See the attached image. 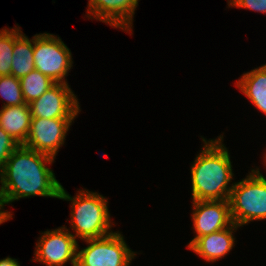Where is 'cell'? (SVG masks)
<instances>
[{
    "mask_svg": "<svg viewBox=\"0 0 266 266\" xmlns=\"http://www.w3.org/2000/svg\"><path fill=\"white\" fill-rule=\"evenodd\" d=\"M71 197L62 186L58 199L71 201L70 228L80 240L102 238L113 233V223L108 210V199L85 189Z\"/></svg>",
    "mask_w": 266,
    "mask_h": 266,
    "instance_id": "3",
    "label": "cell"
},
{
    "mask_svg": "<svg viewBox=\"0 0 266 266\" xmlns=\"http://www.w3.org/2000/svg\"><path fill=\"white\" fill-rule=\"evenodd\" d=\"M29 104L6 106L0 110V127L17 143L24 144L31 125Z\"/></svg>",
    "mask_w": 266,
    "mask_h": 266,
    "instance_id": "13",
    "label": "cell"
},
{
    "mask_svg": "<svg viewBox=\"0 0 266 266\" xmlns=\"http://www.w3.org/2000/svg\"><path fill=\"white\" fill-rule=\"evenodd\" d=\"M10 220L7 216H0V224L4 223L5 221Z\"/></svg>",
    "mask_w": 266,
    "mask_h": 266,
    "instance_id": "22",
    "label": "cell"
},
{
    "mask_svg": "<svg viewBox=\"0 0 266 266\" xmlns=\"http://www.w3.org/2000/svg\"><path fill=\"white\" fill-rule=\"evenodd\" d=\"M263 160H264V163H265V166H266V153H265V157L263 156Z\"/></svg>",
    "mask_w": 266,
    "mask_h": 266,
    "instance_id": "23",
    "label": "cell"
},
{
    "mask_svg": "<svg viewBox=\"0 0 266 266\" xmlns=\"http://www.w3.org/2000/svg\"><path fill=\"white\" fill-rule=\"evenodd\" d=\"M77 247V239L66 226L47 230L39 237L32 260L46 266H64L67 262L76 266Z\"/></svg>",
    "mask_w": 266,
    "mask_h": 266,
    "instance_id": "7",
    "label": "cell"
},
{
    "mask_svg": "<svg viewBox=\"0 0 266 266\" xmlns=\"http://www.w3.org/2000/svg\"><path fill=\"white\" fill-rule=\"evenodd\" d=\"M0 266H20L17 259L6 257L4 259H0Z\"/></svg>",
    "mask_w": 266,
    "mask_h": 266,
    "instance_id": "21",
    "label": "cell"
},
{
    "mask_svg": "<svg viewBox=\"0 0 266 266\" xmlns=\"http://www.w3.org/2000/svg\"><path fill=\"white\" fill-rule=\"evenodd\" d=\"M71 51L61 38L50 33L34 35L35 70L48 76L55 83H67L65 79L72 68Z\"/></svg>",
    "mask_w": 266,
    "mask_h": 266,
    "instance_id": "5",
    "label": "cell"
},
{
    "mask_svg": "<svg viewBox=\"0 0 266 266\" xmlns=\"http://www.w3.org/2000/svg\"><path fill=\"white\" fill-rule=\"evenodd\" d=\"M193 230L196 233L187 248L201 236L221 231L233 224L229 200L192 201Z\"/></svg>",
    "mask_w": 266,
    "mask_h": 266,
    "instance_id": "10",
    "label": "cell"
},
{
    "mask_svg": "<svg viewBox=\"0 0 266 266\" xmlns=\"http://www.w3.org/2000/svg\"><path fill=\"white\" fill-rule=\"evenodd\" d=\"M53 162L54 158L20 144L0 171L2 210L6 204L21 198H59L62 185L47 166Z\"/></svg>",
    "mask_w": 266,
    "mask_h": 266,
    "instance_id": "1",
    "label": "cell"
},
{
    "mask_svg": "<svg viewBox=\"0 0 266 266\" xmlns=\"http://www.w3.org/2000/svg\"><path fill=\"white\" fill-rule=\"evenodd\" d=\"M229 7L244 8L266 14V0H227Z\"/></svg>",
    "mask_w": 266,
    "mask_h": 266,
    "instance_id": "20",
    "label": "cell"
},
{
    "mask_svg": "<svg viewBox=\"0 0 266 266\" xmlns=\"http://www.w3.org/2000/svg\"><path fill=\"white\" fill-rule=\"evenodd\" d=\"M84 241L88 246L79 250L78 245L76 266H130L137 254L127 246L119 231Z\"/></svg>",
    "mask_w": 266,
    "mask_h": 266,
    "instance_id": "6",
    "label": "cell"
},
{
    "mask_svg": "<svg viewBox=\"0 0 266 266\" xmlns=\"http://www.w3.org/2000/svg\"><path fill=\"white\" fill-rule=\"evenodd\" d=\"M240 226L232 224L221 231L198 237L188 248L206 262L223 259L235 246L234 232Z\"/></svg>",
    "mask_w": 266,
    "mask_h": 266,
    "instance_id": "12",
    "label": "cell"
},
{
    "mask_svg": "<svg viewBox=\"0 0 266 266\" xmlns=\"http://www.w3.org/2000/svg\"><path fill=\"white\" fill-rule=\"evenodd\" d=\"M34 36L29 39L23 32L14 40L11 75L21 78L35 70L34 66Z\"/></svg>",
    "mask_w": 266,
    "mask_h": 266,
    "instance_id": "15",
    "label": "cell"
},
{
    "mask_svg": "<svg viewBox=\"0 0 266 266\" xmlns=\"http://www.w3.org/2000/svg\"><path fill=\"white\" fill-rule=\"evenodd\" d=\"M229 203L233 223L238 226L266 219V177L258 167L234 183Z\"/></svg>",
    "mask_w": 266,
    "mask_h": 266,
    "instance_id": "4",
    "label": "cell"
},
{
    "mask_svg": "<svg viewBox=\"0 0 266 266\" xmlns=\"http://www.w3.org/2000/svg\"><path fill=\"white\" fill-rule=\"evenodd\" d=\"M0 97L6 101L2 107L25 104L20 79L13 75L0 76Z\"/></svg>",
    "mask_w": 266,
    "mask_h": 266,
    "instance_id": "18",
    "label": "cell"
},
{
    "mask_svg": "<svg viewBox=\"0 0 266 266\" xmlns=\"http://www.w3.org/2000/svg\"><path fill=\"white\" fill-rule=\"evenodd\" d=\"M21 33L19 26L0 30V76L11 75L14 40Z\"/></svg>",
    "mask_w": 266,
    "mask_h": 266,
    "instance_id": "17",
    "label": "cell"
},
{
    "mask_svg": "<svg viewBox=\"0 0 266 266\" xmlns=\"http://www.w3.org/2000/svg\"><path fill=\"white\" fill-rule=\"evenodd\" d=\"M236 87L266 115V64L242 74Z\"/></svg>",
    "mask_w": 266,
    "mask_h": 266,
    "instance_id": "14",
    "label": "cell"
},
{
    "mask_svg": "<svg viewBox=\"0 0 266 266\" xmlns=\"http://www.w3.org/2000/svg\"><path fill=\"white\" fill-rule=\"evenodd\" d=\"M223 135L207 140L191 164L193 201L229 200L234 183L230 153L224 146Z\"/></svg>",
    "mask_w": 266,
    "mask_h": 266,
    "instance_id": "2",
    "label": "cell"
},
{
    "mask_svg": "<svg viewBox=\"0 0 266 266\" xmlns=\"http://www.w3.org/2000/svg\"><path fill=\"white\" fill-rule=\"evenodd\" d=\"M139 0H88L87 17L130 32Z\"/></svg>",
    "mask_w": 266,
    "mask_h": 266,
    "instance_id": "11",
    "label": "cell"
},
{
    "mask_svg": "<svg viewBox=\"0 0 266 266\" xmlns=\"http://www.w3.org/2000/svg\"><path fill=\"white\" fill-rule=\"evenodd\" d=\"M72 121L74 123V119L32 118L27 140L23 145L55 159L65 143Z\"/></svg>",
    "mask_w": 266,
    "mask_h": 266,
    "instance_id": "9",
    "label": "cell"
},
{
    "mask_svg": "<svg viewBox=\"0 0 266 266\" xmlns=\"http://www.w3.org/2000/svg\"><path fill=\"white\" fill-rule=\"evenodd\" d=\"M20 83L26 104L38 99L56 84L48 76L37 70H33L28 75L21 77Z\"/></svg>",
    "mask_w": 266,
    "mask_h": 266,
    "instance_id": "16",
    "label": "cell"
},
{
    "mask_svg": "<svg viewBox=\"0 0 266 266\" xmlns=\"http://www.w3.org/2000/svg\"><path fill=\"white\" fill-rule=\"evenodd\" d=\"M29 106L32 118L75 119L81 111L76 94L64 83H56Z\"/></svg>",
    "mask_w": 266,
    "mask_h": 266,
    "instance_id": "8",
    "label": "cell"
},
{
    "mask_svg": "<svg viewBox=\"0 0 266 266\" xmlns=\"http://www.w3.org/2000/svg\"><path fill=\"white\" fill-rule=\"evenodd\" d=\"M19 145V143L0 127V171L4 167L7 159Z\"/></svg>",
    "mask_w": 266,
    "mask_h": 266,
    "instance_id": "19",
    "label": "cell"
}]
</instances>
